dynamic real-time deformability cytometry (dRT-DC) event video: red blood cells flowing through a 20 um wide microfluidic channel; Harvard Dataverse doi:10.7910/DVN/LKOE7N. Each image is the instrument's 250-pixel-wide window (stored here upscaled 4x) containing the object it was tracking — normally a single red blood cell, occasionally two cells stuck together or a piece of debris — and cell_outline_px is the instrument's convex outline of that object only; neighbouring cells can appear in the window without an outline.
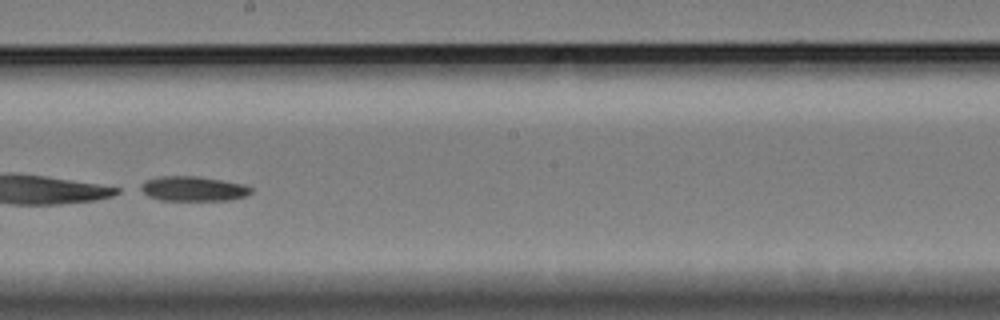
{"species": "Egyptian fruit bat (a non-hibernating species)", "species_latin": "Rousettus aegyptiacus", "temperature_condition": "cold", "stored_images_in_passage": 52, "segment_of_instrument_passage": [2, 2], "camera_frame_rate_fps": 3000, "um_per_image_px": 0.085, "animal": {"sex": "female"}, "frame": {"image": 1, "passage_image": 34, "time_ms": 11.0, "image_size_px": [1000, 320], "cell_outline_px": [[252, 192], [244, 196], [228, 200], [160, 200], [148, 196], [136, 188], [144, 180], [160, 176], [196, 176], [244, 184], [252, 188]], "centroid_in_image_um": [16.34, 16.03], "position_along_channel_um": 231.9, "area_um2": 16.01}}